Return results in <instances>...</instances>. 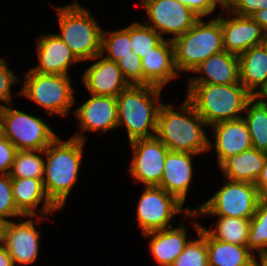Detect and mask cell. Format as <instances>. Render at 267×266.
I'll return each mask as SVG.
<instances>
[{
    "instance_id": "obj_33",
    "label": "cell",
    "mask_w": 267,
    "mask_h": 266,
    "mask_svg": "<svg viewBox=\"0 0 267 266\" xmlns=\"http://www.w3.org/2000/svg\"><path fill=\"white\" fill-rule=\"evenodd\" d=\"M133 23L130 25L131 50L140 58L152 51L162 40V36L148 22Z\"/></svg>"
},
{
    "instance_id": "obj_16",
    "label": "cell",
    "mask_w": 267,
    "mask_h": 266,
    "mask_svg": "<svg viewBox=\"0 0 267 266\" xmlns=\"http://www.w3.org/2000/svg\"><path fill=\"white\" fill-rule=\"evenodd\" d=\"M36 42L39 64L31 69L36 73L68 75L69 65L80 62L57 34H42Z\"/></svg>"
},
{
    "instance_id": "obj_45",
    "label": "cell",
    "mask_w": 267,
    "mask_h": 266,
    "mask_svg": "<svg viewBox=\"0 0 267 266\" xmlns=\"http://www.w3.org/2000/svg\"><path fill=\"white\" fill-rule=\"evenodd\" d=\"M233 0H209V2L216 8L217 3L223 7V9H227V11L230 10Z\"/></svg>"
},
{
    "instance_id": "obj_41",
    "label": "cell",
    "mask_w": 267,
    "mask_h": 266,
    "mask_svg": "<svg viewBox=\"0 0 267 266\" xmlns=\"http://www.w3.org/2000/svg\"><path fill=\"white\" fill-rule=\"evenodd\" d=\"M252 18L263 28L265 36L267 35V9L257 11Z\"/></svg>"
},
{
    "instance_id": "obj_13",
    "label": "cell",
    "mask_w": 267,
    "mask_h": 266,
    "mask_svg": "<svg viewBox=\"0 0 267 266\" xmlns=\"http://www.w3.org/2000/svg\"><path fill=\"white\" fill-rule=\"evenodd\" d=\"M233 17V18H231ZM223 49L239 56L251 47L265 43L263 28L252 17L234 14L226 19L220 15Z\"/></svg>"
},
{
    "instance_id": "obj_14",
    "label": "cell",
    "mask_w": 267,
    "mask_h": 266,
    "mask_svg": "<svg viewBox=\"0 0 267 266\" xmlns=\"http://www.w3.org/2000/svg\"><path fill=\"white\" fill-rule=\"evenodd\" d=\"M91 95L92 97L74 110L81 131L102 133L118 127L117 97Z\"/></svg>"
},
{
    "instance_id": "obj_24",
    "label": "cell",
    "mask_w": 267,
    "mask_h": 266,
    "mask_svg": "<svg viewBox=\"0 0 267 266\" xmlns=\"http://www.w3.org/2000/svg\"><path fill=\"white\" fill-rule=\"evenodd\" d=\"M186 227L181 223L176 228H167L143 234L152 237L150 251L160 266H171L184 251L187 241Z\"/></svg>"
},
{
    "instance_id": "obj_20",
    "label": "cell",
    "mask_w": 267,
    "mask_h": 266,
    "mask_svg": "<svg viewBox=\"0 0 267 266\" xmlns=\"http://www.w3.org/2000/svg\"><path fill=\"white\" fill-rule=\"evenodd\" d=\"M197 154L169 151L159 187L184 204L190 186L193 169L192 157Z\"/></svg>"
},
{
    "instance_id": "obj_1",
    "label": "cell",
    "mask_w": 267,
    "mask_h": 266,
    "mask_svg": "<svg viewBox=\"0 0 267 266\" xmlns=\"http://www.w3.org/2000/svg\"><path fill=\"white\" fill-rule=\"evenodd\" d=\"M179 109L182 114L175 111L170 104H161L155 136L173 152H207L212 146L203 130V126L207 124L187 98Z\"/></svg>"
},
{
    "instance_id": "obj_34",
    "label": "cell",
    "mask_w": 267,
    "mask_h": 266,
    "mask_svg": "<svg viewBox=\"0 0 267 266\" xmlns=\"http://www.w3.org/2000/svg\"><path fill=\"white\" fill-rule=\"evenodd\" d=\"M0 216L25 217L15 205L12 193V183L9 174H0Z\"/></svg>"
},
{
    "instance_id": "obj_44",
    "label": "cell",
    "mask_w": 267,
    "mask_h": 266,
    "mask_svg": "<svg viewBox=\"0 0 267 266\" xmlns=\"http://www.w3.org/2000/svg\"><path fill=\"white\" fill-rule=\"evenodd\" d=\"M8 223H9V220L0 216V245H3L4 236H5Z\"/></svg>"
},
{
    "instance_id": "obj_3",
    "label": "cell",
    "mask_w": 267,
    "mask_h": 266,
    "mask_svg": "<svg viewBox=\"0 0 267 266\" xmlns=\"http://www.w3.org/2000/svg\"><path fill=\"white\" fill-rule=\"evenodd\" d=\"M162 89L130 84L117 96L118 126H126L129 142L155 137Z\"/></svg>"
},
{
    "instance_id": "obj_42",
    "label": "cell",
    "mask_w": 267,
    "mask_h": 266,
    "mask_svg": "<svg viewBox=\"0 0 267 266\" xmlns=\"http://www.w3.org/2000/svg\"><path fill=\"white\" fill-rule=\"evenodd\" d=\"M0 266H14L11 256L3 245H0Z\"/></svg>"
},
{
    "instance_id": "obj_37",
    "label": "cell",
    "mask_w": 267,
    "mask_h": 266,
    "mask_svg": "<svg viewBox=\"0 0 267 266\" xmlns=\"http://www.w3.org/2000/svg\"><path fill=\"white\" fill-rule=\"evenodd\" d=\"M5 61L0 58V101L11 105V85L18 80Z\"/></svg>"
},
{
    "instance_id": "obj_28",
    "label": "cell",
    "mask_w": 267,
    "mask_h": 266,
    "mask_svg": "<svg viewBox=\"0 0 267 266\" xmlns=\"http://www.w3.org/2000/svg\"><path fill=\"white\" fill-rule=\"evenodd\" d=\"M245 120L252 141V147L267 153V107L252 97L246 105Z\"/></svg>"
},
{
    "instance_id": "obj_2",
    "label": "cell",
    "mask_w": 267,
    "mask_h": 266,
    "mask_svg": "<svg viewBox=\"0 0 267 266\" xmlns=\"http://www.w3.org/2000/svg\"><path fill=\"white\" fill-rule=\"evenodd\" d=\"M85 138L77 132L67 141L58 136L44 150L43 184L49 199L62 209L77 182Z\"/></svg>"
},
{
    "instance_id": "obj_47",
    "label": "cell",
    "mask_w": 267,
    "mask_h": 266,
    "mask_svg": "<svg viewBox=\"0 0 267 266\" xmlns=\"http://www.w3.org/2000/svg\"><path fill=\"white\" fill-rule=\"evenodd\" d=\"M260 262L255 261V266H267V256L259 255Z\"/></svg>"
},
{
    "instance_id": "obj_5",
    "label": "cell",
    "mask_w": 267,
    "mask_h": 266,
    "mask_svg": "<svg viewBox=\"0 0 267 266\" xmlns=\"http://www.w3.org/2000/svg\"><path fill=\"white\" fill-rule=\"evenodd\" d=\"M61 33H56L79 61L92 60L100 55L102 29L90 11L73 4L56 8Z\"/></svg>"
},
{
    "instance_id": "obj_30",
    "label": "cell",
    "mask_w": 267,
    "mask_h": 266,
    "mask_svg": "<svg viewBox=\"0 0 267 266\" xmlns=\"http://www.w3.org/2000/svg\"><path fill=\"white\" fill-rule=\"evenodd\" d=\"M201 226L197 223L194 226L200 239L188 241L184 251L171 266H209L207 233Z\"/></svg>"
},
{
    "instance_id": "obj_31",
    "label": "cell",
    "mask_w": 267,
    "mask_h": 266,
    "mask_svg": "<svg viewBox=\"0 0 267 266\" xmlns=\"http://www.w3.org/2000/svg\"><path fill=\"white\" fill-rule=\"evenodd\" d=\"M130 26L118 31H102L100 54L111 61L116 62L123 56L133 55L131 50ZM107 50V56L104 55Z\"/></svg>"
},
{
    "instance_id": "obj_43",
    "label": "cell",
    "mask_w": 267,
    "mask_h": 266,
    "mask_svg": "<svg viewBox=\"0 0 267 266\" xmlns=\"http://www.w3.org/2000/svg\"><path fill=\"white\" fill-rule=\"evenodd\" d=\"M262 105L267 107V100L264 101L263 98L267 99V83L253 95Z\"/></svg>"
},
{
    "instance_id": "obj_32",
    "label": "cell",
    "mask_w": 267,
    "mask_h": 266,
    "mask_svg": "<svg viewBox=\"0 0 267 266\" xmlns=\"http://www.w3.org/2000/svg\"><path fill=\"white\" fill-rule=\"evenodd\" d=\"M247 247L258 250L259 255L267 251V201H259L248 234Z\"/></svg>"
},
{
    "instance_id": "obj_9",
    "label": "cell",
    "mask_w": 267,
    "mask_h": 266,
    "mask_svg": "<svg viewBox=\"0 0 267 266\" xmlns=\"http://www.w3.org/2000/svg\"><path fill=\"white\" fill-rule=\"evenodd\" d=\"M5 123V137L17 150H45L57 137L42 118L0 103Z\"/></svg>"
},
{
    "instance_id": "obj_11",
    "label": "cell",
    "mask_w": 267,
    "mask_h": 266,
    "mask_svg": "<svg viewBox=\"0 0 267 266\" xmlns=\"http://www.w3.org/2000/svg\"><path fill=\"white\" fill-rule=\"evenodd\" d=\"M133 160L128 172L145 186H159L170 151L156 136L130 142Z\"/></svg>"
},
{
    "instance_id": "obj_25",
    "label": "cell",
    "mask_w": 267,
    "mask_h": 266,
    "mask_svg": "<svg viewBox=\"0 0 267 266\" xmlns=\"http://www.w3.org/2000/svg\"><path fill=\"white\" fill-rule=\"evenodd\" d=\"M238 57L240 83L253 96L267 83V45L251 47Z\"/></svg>"
},
{
    "instance_id": "obj_36",
    "label": "cell",
    "mask_w": 267,
    "mask_h": 266,
    "mask_svg": "<svg viewBox=\"0 0 267 266\" xmlns=\"http://www.w3.org/2000/svg\"><path fill=\"white\" fill-rule=\"evenodd\" d=\"M267 9V0H233L228 13L252 17L257 11Z\"/></svg>"
},
{
    "instance_id": "obj_23",
    "label": "cell",
    "mask_w": 267,
    "mask_h": 266,
    "mask_svg": "<svg viewBox=\"0 0 267 266\" xmlns=\"http://www.w3.org/2000/svg\"><path fill=\"white\" fill-rule=\"evenodd\" d=\"M267 153L251 147L242 153L225 158L219 167L225 178L255 184L264 168Z\"/></svg>"
},
{
    "instance_id": "obj_38",
    "label": "cell",
    "mask_w": 267,
    "mask_h": 266,
    "mask_svg": "<svg viewBox=\"0 0 267 266\" xmlns=\"http://www.w3.org/2000/svg\"><path fill=\"white\" fill-rule=\"evenodd\" d=\"M17 151L7 138L0 140V174H10Z\"/></svg>"
},
{
    "instance_id": "obj_6",
    "label": "cell",
    "mask_w": 267,
    "mask_h": 266,
    "mask_svg": "<svg viewBox=\"0 0 267 266\" xmlns=\"http://www.w3.org/2000/svg\"><path fill=\"white\" fill-rule=\"evenodd\" d=\"M172 42L177 72H193L210 56L224 50L220 16L208 23L199 18L187 32Z\"/></svg>"
},
{
    "instance_id": "obj_29",
    "label": "cell",
    "mask_w": 267,
    "mask_h": 266,
    "mask_svg": "<svg viewBox=\"0 0 267 266\" xmlns=\"http://www.w3.org/2000/svg\"><path fill=\"white\" fill-rule=\"evenodd\" d=\"M44 150H18L15 154L10 177L43 179Z\"/></svg>"
},
{
    "instance_id": "obj_17",
    "label": "cell",
    "mask_w": 267,
    "mask_h": 266,
    "mask_svg": "<svg viewBox=\"0 0 267 266\" xmlns=\"http://www.w3.org/2000/svg\"><path fill=\"white\" fill-rule=\"evenodd\" d=\"M101 58L86 69L82 80L90 94L118 96L130 84L123 77L117 63L104 58L101 54L92 60Z\"/></svg>"
},
{
    "instance_id": "obj_22",
    "label": "cell",
    "mask_w": 267,
    "mask_h": 266,
    "mask_svg": "<svg viewBox=\"0 0 267 266\" xmlns=\"http://www.w3.org/2000/svg\"><path fill=\"white\" fill-rule=\"evenodd\" d=\"M193 72L203 73L189 79V84H236L240 83L239 57L223 50L210 56Z\"/></svg>"
},
{
    "instance_id": "obj_21",
    "label": "cell",
    "mask_w": 267,
    "mask_h": 266,
    "mask_svg": "<svg viewBox=\"0 0 267 266\" xmlns=\"http://www.w3.org/2000/svg\"><path fill=\"white\" fill-rule=\"evenodd\" d=\"M212 126L218 164L225 158L242 153L252 147L251 136L243 117L219 122Z\"/></svg>"
},
{
    "instance_id": "obj_19",
    "label": "cell",
    "mask_w": 267,
    "mask_h": 266,
    "mask_svg": "<svg viewBox=\"0 0 267 266\" xmlns=\"http://www.w3.org/2000/svg\"><path fill=\"white\" fill-rule=\"evenodd\" d=\"M11 183L15 205L25 217L37 216L38 223L44 215L59 210L47 196L42 179L11 177ZM41 201L43 202L40 214L42 217L34 212Z\"/></svg>"
},
{
    "instance_id": "obj_40",
    "label": "cell",
    "mask_w": 267,
    "mask_h": 266,
    "mask_svg": "<svg viewBox=\"0 0 267 266\" xmlns=\"http://www.w3.org/2000/svg\"><path fill=\"white\" fill-rule=\"evenodd\" d=\"M255 186L260 192V200L267 201V160L265 162L264 168L258 176Z\"/></svg>"
},
{
    "instance_id": "obj_12",
    "label": "cell",
    "mask_w": 267,
    "mask_h": 266,
    "mask_svg": "<svg viewBox=\"0 0 267 266\" xmlns=\"http://www.w3.org/2000/svg\"><path fill=\"white\" fill-rule=\"evenodd\" d=\"M149 22V27L158 32L164 39L163 34H172L173 40L187 32L199 19L187 6L177 0H141Z\"/></svg>"
},
{
    "instance_id": "obj_39",
    "label": "cell",
    "mask_w": 267,
    "mask_h": 266,
    "mask_svg": "<svg viewBox=\"0 0 267 266\" xmlns=\"http://www.w3.org/2000/svg\"><path fill=\"white\" fill-rule=\"evenodd\" d=\"M187 6L199 18L210 15L215 10V7L209 0H177Z\"/></svg>"
},
{
    "instance_id": "obj_10",
    "label": "cell",
    "mask_w": 267,
    "mask_h": 266,
    "mask_svg": "<svg viewBox=\"0 0 267 266\" xmlns=\"http://www.w3.org/2000/svg\"><path fill=\"white\" fill-rule=\"evenodd\" d=\"M182 206L183 204L175 196L167 193L163 188L145 186L137 207V220L142 233L173 227L169 221L177 213L186 211L185 218L198 216L189 208L184 210Z\"/></svg>"
},
{
    "instance_id": "obj_48",
    "label": "cell",
    "mask_w": 267,
    "mask_h": 266,
    "mask_svg": "<svg viewBox=\"0 0 267 266\" xmlns=\"http://www.w3.org/2000/svg\"><path fill=\"white\" fill-rule=\"evenodd\" d=\"M265 44L267 45V35H266V38H265Z\"/></svg>"
},
{
    "instance_id": "obj_4",
    "label": "cell",
    "mask_w": 267,
    "mask_h": 266,
    "mask_svg": "<svg viewBox=\"0 0 267 266\" xmlns=\"http://www.w3.org/2000/svg\"><path fill=\"white\" fill-rule=\"evenodd\" d=\"M253 96L241 83L189 84L187 99L207 126L242 118L248 101Z\"/></svg>"
},
{
    "instance_id": "obj_27",
    "label": "cell",
    "mask_w": 267,
    "mask_h": 266,
    "mask_svg": "<svg viewBox=\"0 0 267 266\" xmlns=\"http://www.w3.org/2000/svg\"><path fill=\"white\" fill-rule=\"evenodd\" d=\"M214 230L201 228L211 237L222 242L247 246L251 219L218 216Z\"/></svg>"
},
{
    "instance_id": "obj_46",
    "label": "cell",
    "mask_w": 267,
    "mask_h": 266,
    "mask_svg": "<svg viewBox=\"0 0 267 266\" xmlns=\"http://www.w3.org/2000/svg\"><path fill=\"white\" fill-rule=\"evenodd\" d=\"M5 123L0 113V140L5 139Z\"/></svg>"
},
{
    "instance_id": "obj_26",
    "label": "cell",
    "mask_w": 267,
    "mask_h": 266,
    "mask_svg": "<svg viewBox=\"0 0 267 266\" xmlns=\"http://www.w3.org/2000/svg\"><path fill=\"white\" fill-rule=\"evenodd\" d=\"M209 266H255L256 257L247 246L222 242L207 234Z\"/></svg>"
},
{
    "instance_id": "obj_15",
    "label": "cell",
    "mask_w": 267,
    "mask_h": 266,
    "mask_svg": "<svg viewBox=\"0 0 267 266\" xmlns=\"http://www.w3.org/2000/svg\"><path fill=\"white\" fill-rule=\"evenodd\" d=\"M32 220H20V223L11 220L7 225L3 246L11 256L14 266L31 264L38 256L40 231L35 229Z\"/></svg>"
},
{
    "instance_id": "obj_18",
    "label": "cell",
    "mask_w": 267,
    "mask_h": 266,
    "mask_svg": "<svg viewBox=\"0 0 267 266\" xmlns=\"http://www.w3.org/2000/svg\"><path fill=\"white\" fill-rule=\"evenodd\" d=\"M143 85L163 88L167 82L178 76L174 64V46L172 40L163 39L147 55L141 58Z\"/></svg>"
},
{
    "instance_id": "obj_8",
    "label": "cell",
    "mask_w": 267,
    "mask_h": 266,
    "mask_svg": "<svg viewBox=\"0 0 267 266\" xmlns=\"http://www.w3.org/2000/svg\"><path fill=\"white\" fill-rule=\"evenodd\" d=\"M20 95L34 101L49 114L67 115L75 102L69 75L26 73Z\"/></svg>"
},
{
    "instance_id": "obj_35",
    "label": "cell",
    "mask_w": 267,
    "mask_h": 266,
    "mask_svg": "<svg viewBox=\"0 0 267 266\" xmlns=\"http://www.w3.org/2000/svg\"><path fill=\"white\" fill-rule=\"evenodd\" d=\"M116 63L129 84L143 85V68L139 56L133 52V55L123 56Z\"/></svg>"
},
{
    "instance_id": "obj_7",
    "label": "cell",
    "mask_w": 267,
    "mask_h": 266,
    "mask_svg": "<svg viewBox=\"0 0 267 266\" xmlns=\"http://www.w3.org/2000/svg\"><path fill=\"white\" fill-rule=\"evenodd\" d=\"M260 201L255 184L229 180L208 201L196 207L197 215H216L251 219Z\"/></svg>"
}]
</instances>
